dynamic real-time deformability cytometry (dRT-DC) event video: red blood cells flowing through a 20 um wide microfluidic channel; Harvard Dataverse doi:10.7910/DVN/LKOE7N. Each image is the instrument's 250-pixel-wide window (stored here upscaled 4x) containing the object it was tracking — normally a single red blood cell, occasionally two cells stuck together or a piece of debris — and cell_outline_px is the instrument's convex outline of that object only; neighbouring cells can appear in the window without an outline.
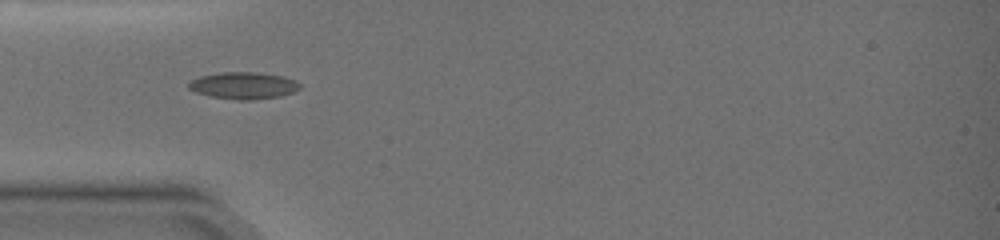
{"species": "common noctule bat (a hibernating species)", "species_latin": "Nyctalus noctula", "temperature_condition": "warm", "stored_images_in_passage": 69, "camera_frame_rate_fps": 3000, "um_per_image_px": 0.085, "animal": {"sex": "female", "body_mass_g": 19.0, "forearm_length_mm": 51.5}, "frame": {"image": 1, "passage_image": 1, "time_ms": 0.0, "image_size_px": [1000, 240], "cell_outline_px": [[300, 88], [292, 92], [280, 96], [252, 100], [236, 100], [212, 96], [196, 92], [188, 88], [188, 84], [192, 80], [200, 76], [220, 72], [256, 72], [284, 76], [296, 80], [300, 84]], "centroid_in_image_um": [20.71, 7.26], "position_along_channel_um": 64.3, "area_um2": 17.4}}
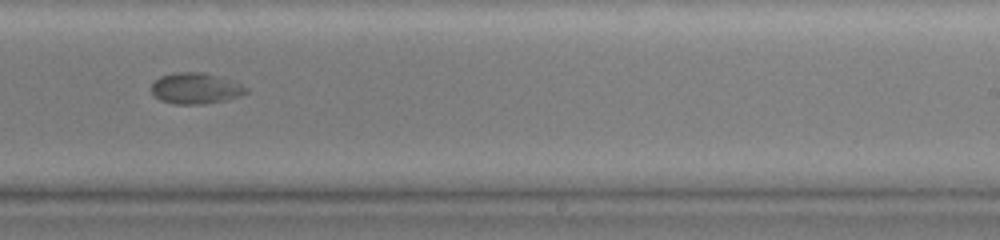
{"frame": {"image": 2, "passage_image": 28, "time_ms": 5.667, "image_size_px": [1000, 240], "cell_outline_px": [[248, 92], [240, 96], [228, 100], [204, 104], [172, 104], [160, 100], [152, 92], [152, 84], [160, 76], [176, 72], [204, 72], [240, 84], [248, 88]], "centroid_in_image_um": [16.63, 7.52], "position_along_channel_um": 272.4, "area_um2": 17.05}}
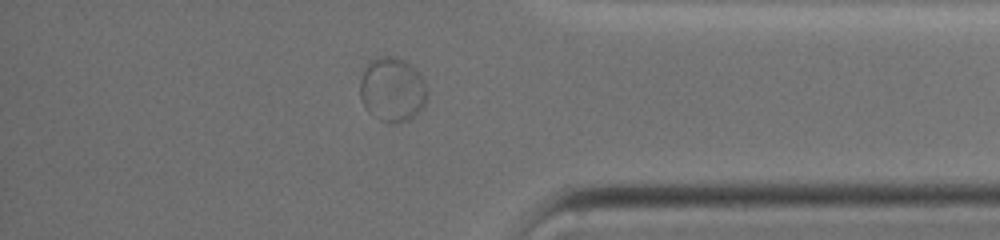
{"frame": {"image": 3, "passage_image": 49, "time_ms": 9.333, "image_size_px": [1000, 240], "cell_outline_px": [[428, 96], [424, 104], [408, 120], [396, 124], [392, 124], [380, 120], [368, 112], [364, 108], [360, 96], [360, 80], [368, 60], [376, 56], [392, 56], [404, 60], [412, 64], [416, 68], [424, 80], [428, 88]], "centroid_in_image_um": [33.34, 7.59], "position_along_channel_um": 401.9, "area_um2": 25.66}}